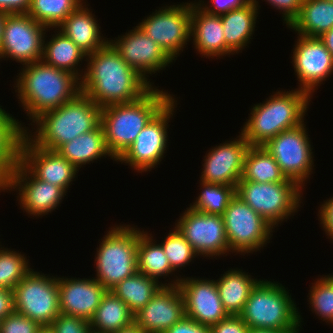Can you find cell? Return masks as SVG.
Here are the masks:
<instances>
[{
	"label": "cell",
	"instance_id": "6da1fadb",
	"mask_svg": "<svg viewBox=\"0 0 333 333\" xmlns=\"http://www.w3.org/2000/svg\"><path fill=\"white\" fill-rule=\"evenodd\" d=\"M86 62L81 92L100 108L133 102L153 87L122 59L109 41L87 55Z\"/></svg>",
	"mask_w": 333,
	"mask_h": 333
},
{
	"label": "cell",
	"instance_id": "7a4b0ae2",
	"mask_svg": "<svg viewBox=\"0 0 333 333\" xmlns=\"http://www.w3.org/2000/svg\"><path fill=\"white\" fill-rule=\"evenodd\" d=\"M14 81L18 102L30 124L46 111L62 106L81 93V80L74 74L42 61L23 65Z\"/></svg>",
	"mask_w": 333,
	"mask_h": 333
},
{
	"label": "cell",
	"instance_id": "3957f363",
	"mask_svg": "<svg viewBox=\"0 0 333 333\" xmlns=\"http://www.w3.org/2000/svg\"><path fill=\"white\" fill-rule=\"evenodd\" d=\"M153 86L143 97L129 103L101 108L100 124L106 147L117 160L141 130L174 98L168 90Z\"/></svg>",
	"mask_w": 333,
	"mask_h": 333
},
{
	"label": "cell",
	"instance_id": "277c9868",
	"mask_svg": "<svg viewBox=\"0 0 333 333\" xmlns=\"http://www.w3.org/2000/svg\"><path fill=\"white\" fill-rule=\"evenodd\" d=\"M100 114L101 108L81 92L62 106L41 114L30 124L36 128L32 126L30 130L27 126L24 134L35 145L57 151L77 136L94 130L100 124Z\"/></svg>",
	"mask_w": 333,
	"mask_h": 333
},
{
	"label": "cell",
	"instance_id": "5b68a950",
	"mask_svg": "<svg viewBox=\"0 0 333 333\" xmlns=\"http://www.w3.org/2000/svg\"><path fill=\"white\" fill-rule=\"evenodd\" d=\"M266 101L252 105L241 128V134L250 146H263L279 133L304 123L312 97L297 88L272 92Z\"/></svg>",
	"mask_w": 333,
	"mask_h": 333
},
{
	"label": "cell",
	"instance_id": "8992f818",
	"mask_svg": "<svg viewBox=\"0 0 333 333\" xmlns=\"http://www.w3.org/2000/svg\"><path fill=\"white\" fill-rule=\"evenodd\" d=\"M286 289L274 280L261 279L256 284L239 314L249 329L301 333L303 318L290 290Z\"/></svg>",
	"mask_w": 333,
	"mask_h": 333
},
{
	"label": "cell",
	"instance_id": "52a82bcc",
	"mask_svg": "<svg viewBox=\"0 0 333 333\" xmlns=\"http://www.w3.org/2000/svg\"><path fill=\"white\" fill-rule=\"evenodd\" d=\"M100 240L94 256V278L111 290L137 272L138 227L115 224Z\"/></svg>",
	"mask_w": 333,
	"mask_h": 333
},
{
	"label": "cell",
	"instance_id": "ba28073f",
	"mask_svg": "<svg viewBox=\"0 0 333 333\" xmlns=\"http://www.w3.org/2000/svg\"><path fill=\"white\" fill-rule=\"evenodd\" d=\"M303 191L295 182L239 181L236 186V195L274 228L297 214Z\"/></svg>",
	"mask_w": 333,
	"mask_h": 333
},
{
	"label": "cell",
	"instance_id": "9c48e42d",
	"mask_svg": "<svg viewBox=\"0 0 333 333\" xmlns=\"http://www.w3.org/2000/svg\"><path fill=\"white\" fill-rule=\"evenodd\" d=\"M230 251L250 255L270 243L275 228L235 195L222 215ZM250 253V254H249Z\"/></svg>",
	"mask_w": 333,
	"mask_h": 333
},
{
	"label": "cell",
	"instance_id": "30bf717a",
	"mask_svg": "<svg viewBox=\"0 0 333 333\" xmlns=\"http://www.w3.org/2000/svg\"><path fill=\"white\" fill-rule=\"evenodd\" d=\"M305 123L279 133L263 145L273 156L283 175L302 189H305L315 166L313 145Z\"/></svg>",
	"mask_w": 333,
	"mask_h": 333
},
{
	"label": "cell",
	"instance_id": "8fae6325",
	"mask_svg": "<svg viewBox=\"0 0 333 333\" xmlns=\"http://www.w3.org/2000/svg\"><path fill=\"white\" fill-rule=\"evenodd\" d=\"M177 99L175 97L141 130L136 140L116 160L130 166L131 170L150 172L161 163L167 152L169 122L174 118Z\"/></svg>",
	"mask_w": 333,
	"mask_h": 333
},
{
	"label": "cell",
	"instance_id": "7c38bea8",
	"mask_svg": "<svg viewBox=\"0 0 333 333\" xmlns=\"http://www.w3.org/2000/svg\"><path fill=\"white\" fill-rule=\"evenodd\" d=\"M15 311L50 326L60 314L57 275L32 269L13 289Z\"/></svg>",
	"mask_w": 333,
	"mask_h": 333
},
{
	"label": "cell",
	"instance_id": "4fadbf2b",
	"mask_svg": "<svg viewBox=\"0 0 333 333\" xmlns=\"http://www.w3.org/2000/svg\"><path fill=\"white\" fill-rule=\"evenodd\" d=\"M191 4L192 2L169 6L165 4L137 24L174 63L191 41Z\"/></svg>",
	"mask_w": 333,
	"mask_h": 333
},
{
	"label": "cell",
	"instance_id": "5bb4252c",
	"mask_svg": "<svg viewBox=\"0 0 333 333\" xmlns=\"http://www.w3.org/2000/svg\"><path fill=\"white\" fill-rule=\"evenodd\" d=\"M50 30L27 13L6 14L0 60H12L22 66L41 61L44 36Z\"/></svg>",
	"mask_w": 333,
	"mask_h": 333
},
{
	"label": "cell",
	"instance_id": "9a60e30c",
	"mask_svg": "<svg viewBox=\"0 0 333 333\" xmlns=\"http://www.w3.org/2000/svg\"><path fill=\"white\" fill-rule=\"evenodd\" d=\"M1 191H16L20 209L36 219L58 209L67 194L62 187L36 178L20 161L1 185Z\"/></svg>",
	"mask_w": 333,
	"mask_h": 333
},
{
	"label": "cell",
	"instance_id": "2e32d148",
	"mask_svg": "<svg viewBox=\"0 0 333 333\" xmlns=\"http://www.w3.org/2000/svg\"><path fill=\"white\" fill-rule=\"evenodd\" d=\"M184 210L175 221L174 227L200 258L217 259L220 256L231 255L222 216L201 213L190 207Z\"/></svg>",
	"mask_w": 333,
	"mask_h": 333
},
{
	"label": "cell",
	"instance_id": "e0dca14e",
	"mask_svg": "<svg viewBox=\"0 0 333 333\" xmlns=\"http://www.w3.org/2000/svg\"><path fill=\"white\" fill-rule=\"evenodd\" d=\"M296 40L291 63L299 84L297 89L313 98L315 90L333 74V57L319 37L297 34Z\"/></svg>",
	"mask_w": 333,
	"mask_h": 333
},
{
	"label": "cell",
	"instance_id": "ac0fdd59",
	"mask_svg": "<svg viewBox=\"0 0 333 333\" xmlns=\"http://www.w3.org/2000/svg\"><path fill=\"white\" fill-rule=\"evenodd\" d=\"M109 42L118 51L122 59L133 69H135L143 78H145L152 86L154 82H150V76L157 72L165 70L173 63V60L166 52L149 38L145 32L138 26H134L132 30H128L118 37L110 39ZM150 75V76H149Z\"/></svg>",
	"mask_w": 333,
	"mask_h": 333
},
{
	"label": "cell",
	"instance_id": "d6986e66",
	"mask_svg": "<svg viewBox=\"0 0 333 333\" xmlns=\"http://www.w3.org/2000/svg\"><path fill=\"white\" fill-rule=\"evenodd\" d=\"M239 134L206 152L202 160L201 181L237 186L242 177L245 154L250 147L241 132Z\"/></svg>",
	"mask_w": 333,
	"mask_h": 333
},
{
	"label": "cell",
	"instance_id": "ffe728a7",
	"mask_svg": "<svg viewBox=\"0 0 333 333\" xmlns=\"http://www.w3.org/2000/svg\"><path fill=\"white\" fill-rule=\"evenodd\" d=\"M19 161L39 180L60 186L66 192L79 172L57 151L35 145L25 134L19 145Z\"/></svg>",
	"mask_w": 333,
	"mask_h": 333
},
{
	"label": "cell",
	"instance_id": "44dd1931",
	"mask_svg": "<svg viewBox=\"0 0 333 333\" xmlns=\"http://www.w3.org/2000/svg\"><path fill=\"white\" fill-rule=\"evenodd\" d=\"M178 286L184 297L186 317L211 327L229 316L214 279L182 276Z\"/></svg>",
	"mask_w": 333,
	"mask_h": 333
},
{
	"label": "cell",
	"instance_id": "7402d4cb",
	"mask_svg": "<svg viewBox=\"0 0 333 333\" xmlns=\"http://www.w3.org/2000/svg\"><path fill=\"white\" fill-rule=\"evenodd\" d=\"M185 314L184 297L179 286H162L136 314L134 321L145 333H165Z\"/></svg>",
	"mask_w": 333,
	"mask_h": 333
},
{
	"label": "cell",
	"instance_id": "603a6c76",
	"mask_svg": "<svg viewBox=\"0 0 333 333\" xmlns=\"http://www.w3.org/2000/svg\"><path fill=\"white\" fill-rule=\"evenodd\" d=\"M60 313L90 320L106 293L94 277L67 278L57 276Z\"/></svg>",
	"mask_w": 333,
	"mask_h": 333
},
{
	"label": "cell",
	"instance_id": "cb8c5ba5",
	"mask_svg": "<svg viewBox=\"0 0 333 333\" xmlns=\"http://www.w3.org/2000/svg\"><path fill=\"white\" fill-rule=\"evenodd\" d=\"M191 40L197 55L218 60L225 57V38L220 15L202 10L195 1L191 4Z\"/></svg>",
	"mask_w": 333,
	"mask_h": 333
},
{
	"label": "cell",
	"instance_id": "d4e9b609",
	"mask_svg": "<svg viewBox=\"0 0 333 333\" xmlns=\"http://www.w3.org/2000/svg\"><path fill=\"white\" fill-rule=\"evenodd\" d=\"M88 6L86 1L82 3L57 27V30L71 39L86 55L98 51L110 39L103 36L96 15Z\"/></svg>",
	"mask_w": 333,
	"mask_h": 333
},
{
	"label": "cell",
	"instance_id": "484cf974",
	"mask_svg": "<svg viewBox=\"0 0 333 333\" xmlns=\"http://www.w3.org/2000/svg\"><path fill=\"white\" fill-rule=\"evenodd\" d=\"M259 2L251 0L243 7L220 15L225 38V57L242 52L251 43L261 8Z\"/></svg>",
	"mask_w": 333,
	"mask_h": 333
},
{
	"label": "cell",
	"instance_id": "4316f807",
	"mask_svg": "<svg viewBox=\"0 0 333 333\" xmlns=\"http://www.w3.org/2000/svg\"><path fill=\"white\" fill-rule=\"evenodd\" d=\"M154 235L148 231L138 228V246H137V272L145 274L147 277L156 280L162 286H176L179 284L182 276L175 275V271L171 268L168 258L160 243L153 239ZM158 243V244H157ZM174 274V275H173ZM174 276L172 279L169 277ZM166 279L165 282L160 278Z\"/></svg>",
	"mask_w": 333,
	"mask_h": 333
},
{
	"label": "cell",
	"instance_id": "83f0119b",
	"mask_svg": "<svg viewBox=\"0 0 333 333\" xmlns=\"http://www.w3.org/2000/svg\"><path fill=\"white\" fill-rule=\"evenodd\" d=\"M51 30L55 31L49 36H52L49 41L46 39L47 33L44 36L41 61L57 69L70 72L81 80L85 68L81 69L80 62L86 61L87 55L71 39L59 30L57 31V28H51Z\"/></svg>",
	"mask_w": 333,
	"mask_h": 333
},
{
	"label": "cell",
	"instance_id": "f1b7e54d",
	"mask_svg": "<svg viewBox=\"0 0 333 333\" xmlns=\"http://www.w3.org/2000/svg\"><path fill=\"white\" fill-rule=\"evenodd\" d=\"M57 152L78 170L81 167H85L84 165L97 162L98 159H103L104 157H110V159L116 161L106 147L101 124L94 130L81 134L68 143L63 144Z\"/></svg>",
	"mask_w": 333,
	"mask_h": 333
},
{
	"label": "cell",
	"instance_id": "f546056e",
	"mask_svg": "<svg viewBox=\"0 0 333 333\" xmlns=\"http://www.w3.org/2000/svg\"><path fill=\"white\" fill-rule=\"evenodd\" d=\"M260 280L239 268H230L215 279L221 302L229 315L242 312L252 289Z\"/></svg>",
	"mask_w": 333,
	"mask_h": 333
},
{
	"label": "cell",
	"instance_id": "4dcf8cb0",
	"mask_svg": "<svg viewBox=\"0 0 333 333\" xmlns=\"http://www.w3.org/2000/svg\"><path fill=\"white\" fill-rule=\"evenodd\" d=\"M287 28L301 36L320 37L333 28V2L303 0L298 16Z\"/></svg>",
	"mask_w": 333,
	"mask_h": 333
},
{
	"label": "cell",
	"instance_id": "1f68e13d",
	"mask_svg": "<svg viewBox=\"0 0 333 333\" xmlns=\"http://www.w3.org/2000/svg\"><path fill=\"white\" fill-rule=\"evenodd\" d=\"M134 321V314L112 291L107 290L101 303L89 320L91 330L114 333Z\"/></svg>",
	"mask_w": 333,
	"mask_h": 333
},
{
	"label": "cell",
	"instance_id": "d6a6232c",
	"mask_svg": "<svg viewBox=\"0 0 333 333\" xmlns=\"http://www.w3.org/2000/svg\"><path fill=\"white\" fill-rule=\"evenodd\" d=\"M239 181L294 182L283 175L277 162L264 146L248 148L244 158L242 177Z\"/></svg>",
	"mask_w": 333,
	"mask_h": 333
},
{
	"label": "cell",
	"instance_id": "836d02e7",
	"mask_svg": "<svg viewBox=\"0 0 333 333\" xmlns=\"http://www.w3.org/2000/svg\"><path fill=\"white\" fill-rule=\"evenodd\" d=\"M162 287L156 280L147 277L145 274L136 272L119 282L112 291L136 314L142 309Z\"/></svg>",
	"mask_w": 333,
	"mask_h": 333
},
{
	"label": "cell",
	"instance_id": "e575fe53",
	"mask_svg": "<svg viewBox=\"0 0 333 333\" xmlns=\"http://www.w3.org/2000/svg\"><path fill=\"white\" fill-rule=\"evenodd\" d=\"M199 181L200 194L189 207L201 213L222 216L231 199L236 195V187Z\"/></svg>",
	"mask_w": 333,
	"mask_h": 333
},
{
	"label": "cell",
	"instance_id": "d590c367",
	"mask_svg": "<svg viewBox=\"0 0 333 333\" xmlns=\"http://www.w3.org/2000/svg\"><path fill=\"white\" fill-rule=\"evenodd\" d=\"M85 0H31L27 14L47 28H57Z\"/></svg>",
	"mask_w": 333,
	"mask_h": 333
},
{
	"label": "cell",
	"instance_id": "8d00e7d4",
	"mask_svg": "<svg viewBox=\"0 0 333 333\" xmlns=\"http://www.w3.org/2000/svg\"><path fill=\"white\" fill-rule=\"evenodd\" d=\"M25 254L0 244V288L13 290L32 270Z\"/></svg>",
	"mask_w": 333,
	"mask_h": 333
},
{
	"label": "cell",
	"instance_id": "74e56055",
	"mask_svg": "<svg viewBox=\"0 0 333 333\" xmlns=\"http://www.w3.org/2000/svg\"><path fill=\"white\" fill-rule=\"evenodd\" d=\"M311 284L307 304H310V310L319 320L330 324L333 321V272L329 275H320V278Z\"/></svg>",
	"mask_w": 333,
	"mask_h": 333
},
{
	"label": "cell",
	"instance_id": "f35d334b",
	"mask_svg": "<svg viewBox=\"0 0 333 333\" xmlns=\"http://www.w3.org/2000/svg\"><path fill=\"white\" fill-rule=\"evenodd\" d=\"M24 130L21 127H0V184L10 176L19 161V145Z\"/></svg>",
	"mask_w": 333,
	"mask_h": 333
},
{
	"label": "cell",
	"instance_id": "ab89813d",
	"mask_svg": "<svg viewBox=\"0 0 333 333\" xmlns=\"http://www.w3.org/2000/svg\"><path fill=\"white\" fill-rule=\"evenodd\" d=\"M169 231L160 244L171 268L175 272H180L186 265H190V262H194L198 258V254L175 227Z\"/></svg>",
	"mask_w": 333,
	"mask_h": 333
},
{
	"label": "cell",
	"instance_id": "60d3db41",
	"mask_svg": "<svg viewBox=\"0 0 333 333\" xmlns=\"http://www.w3.org/2000/svg\"><path fill=\"white\" fill-rule=\"evenodd\" d=\"M41 325L36 321L14 311L0 323V333H37Z\"/></svg>",
	"mask_w": 333,
	"mask_h": 333
},
{
	"label": "cell",
	"instance_id": "b9f144b4",
	"mask_svg": "<svg viewBox=\"0 0 333 333\" xmlns=\"http://www.w3.org/2000/svg\"><path fill=\"white\" fill-rule=\"evenodd\" d=\"M50 328L54 333H88L91 329L88 320L63 313L51 323Z\"/></svg>",
	"mask_w": 333,
	"mask_h": 333
},
{
	"label": "cell",
	"instance_id": "7bdbcfd3",
	"mask_svg": "<svg viewBox=\"0 0 333 333\" xmlns=\"http://www.w3.org/2000/svg\"><path fill=\"white\" fill-rule=\"evenodd\" d=\"M251 0H198L195 3L206 13L211 15H222L229 11L240 8L248 4ZM209 4V5H208Z\"/></svg>",
	"mask_w": 333,
	"mask_h": 333
},
{
	"label": "cell",
	"instance_id": "ee69618b",
	"mask_svg": "<svg viewBox=\"0 0 333 333\" xmlns=\"http://www.w3.org/2000/svg\"><path fill=\"white\" fill-rule=\"evenodd\" d=\"M272 8L279 10L282 14L283 23L288 27L291 22L298 16L303 0H264Z\"/></svg>",
	"mask_w": 333,
	"mask_h": 333
},
{
	"label": "cell",
	"instance_id": "f6af8a7d",
	"mask_svg": "<svg viewBox=\"0 0 333 333\" xmlns=\"http://www.w3.org/2000/svg\"><path fill=\"white\" fill-rule=\"evenodd\" d=\"M211 333H248L249 327L239 315H229L210 327Z\"/></svg>",
	"mask_w": 333,
	"mask_h": 333
},
{
	"label": "cell",
	"instance_id": "bcb514c9",
	"mask_svg": "<svg viewBox=\"0 0 333 333\" xmlns=\"http://www.w3.org/2000/svg\"><path fill=\"white\" fill-rule=\"evenodd\" d=\"M318 208L319 225L333 243V196L324 200Z\"/></svg>",
	"mask_w": 333,
	"mask_h": 333
},
{
	"label": "cell",
	"instance_id": "7dc6e473",
	"mask_svg": "<svg viewBox=\"0 0 333 333\" xmlns=\"http://www.w3.org/2000/svg\"><path fill=\"white\" fill-rule=\"evenodd\" d=\"M165 333H211V330L210 327L201 325L185 316Z\"/></svg>",
	"mask_w": 333,
	"mask_h": 333
},
{
	"label": "cell",
	"instance_id": "c3c4849f",
	"mask_svg": "<svg viewBox=\"0 0 333 333\" xmlns=\"http://www.w3.org/2000/svg\"><path fill=\"white\" fill-rule=\"evenodd\" d=\"M31 0H0V11L5 14L27 13Z\"/></svg>",
	"mask_w": 333,
	"mask_h": 333
},
{
	"label": "cell",
	"instance_id": "681fc988",
	"mask_svg": "<svg viewBox=\"0 0 333 333\" xmlns=\"http://www.w3.org/2000/svg\"><path fill=\"white\" fill-rule=\"evenodd\" d=\"M15 311L13 290L0 288V320Z\"/></svg>",
	"mask_w": 333,
	"mask_h": 333
},
{
	"label": "cell",
	"instance_id": "f907efd6",
	"mask_svg": "<svg viewBox=\"0 0 333 333\" xmlns=\"http://www.w3.org/2000/svg\"><path fill=\"white\" fill-rule=\"evenodd\" d=\"M2 105L0 104V127H21L25 130L27 127L18 119H15L12 114L2 109ZM21 122V123H20Z\"/></svg>",
	"mask_w": 333,
	"mask_h": 333
},
{
	"label": "cell",
	"instance_id": "816d5d0a",
	"mask_svg": "<svg viewBox=\"0 0 333 333\" xmlns=\"http://www.w3.org/2000/svg\"><path fill=\"white\" fill-rule=\"evenodd\" d=\"M319 39L324 43L326 49L331 53L333 57V28L323 33Z\"/></svg>",
	"mask_w": 333,
	"mask_h": 333
},
{
	"label": "cell",
	"instance_id": "f5cc1de1",
	"mask_svg": "<svg viewBox=\"0 0 333 333\" xmlns=\"http://www.w3.org/2000/svg\"><path fill=\"white\" fill-rule=\"evenodd\" d=\"M114 333H145L137 325L135 321L130 324L123 326L121 329L115 331Z\"/></svg>",
	"mask_w": 333,
	"mask_h": 333
},
{
	"label": "cell",
	"instance_id": "db71d44e",
	"mask_svg": "<svg viewBox=\"0 0 333 333\" xmlns=\"http://www.w3.org/2000/svg\"><path fill=\"white\" fill-rule=\"evenodd\" d=\"M248 333H292V332L277 331V330H273V329L251 328V329L248 330Z\"/></svg>",
	"mask_w": 333,
	"mask_h": 333
},
{
	"label": "cell",
	"instance_id": "11a10c76",
	"mask_svg": "<svg viewBox=\"0 0 333 333\" xmlns=\"http://www.w3.org/2000/svg\"><path fill=\"white\" fill-rule=\"evenodd\" d=\"M6 14L0 11V47H1V41H2V35H3V26H4V20H5Z\"/></svg>",
	"mask_w": 333,
	"mask_h": 333
},
{
	"label": "cell",
	"instance_id": "9f6ffc18",
	"mask_svg": "<svg viewBox=\"0 0 333 333\" xmlns=\"http://www.w3.org/2000/svg\"><path fill=\"white\" fill-rule=\"evenodd\" d=\"M37 333H54L50 326H42Z\"/></svg>",
	"mask_w": 333,
	"mask_h": 333
},
{
	"label": "cell",
	"instance_id": "6f0895ef",
	"mask_svg": "<svg viewBox=\"0 0 333 333\" xmlns=\"http://www.w3.org/2000/svg\"><path fill=\"white\" fill-rule=\"evenodd\" d=\"M88 333H101V332H97V331H94V330L90 329V331Z\"/></svg>",
	"mask_w": 333,
	"mask_h": 333
}]
</instances>
